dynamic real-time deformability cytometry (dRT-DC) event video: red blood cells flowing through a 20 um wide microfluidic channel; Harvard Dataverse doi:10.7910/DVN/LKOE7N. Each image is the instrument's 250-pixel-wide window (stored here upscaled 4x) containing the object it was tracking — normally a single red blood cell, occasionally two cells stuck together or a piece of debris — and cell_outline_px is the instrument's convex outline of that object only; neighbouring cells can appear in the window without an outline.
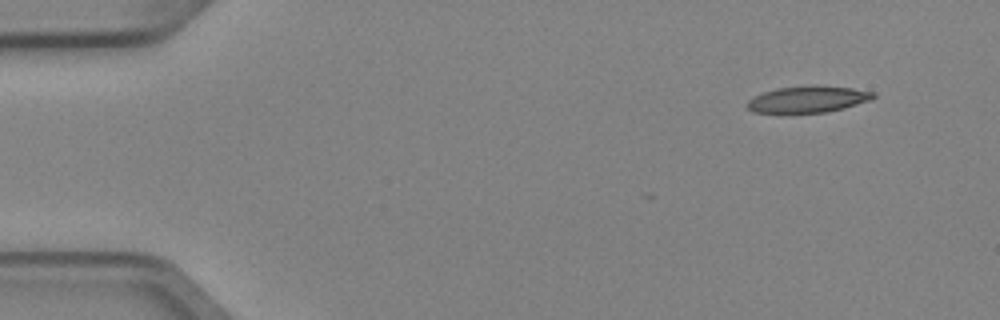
{"species": "Egyptian fruit bat (a non-hibernating species)", "species_latin": "Rousettus aegyptiacus", "temperature_condition": "cold", "stored_images_in_passage": 4, "camera_frame_rate_fps": 3000, "um_per_image_px": 0.085, "animal": {"sex": "female"}, "frame": {"image": 1, "passage_image": 1, "time_ms": 0.0, "image_size_px": [1000, 320], "cell_outline_px": [[876, 96], [868, 100], [844, 108], [828, 112], [752, 112], [744, 104], [752, 96], [776, 88], [812, 84], [816, 84], [852, 88], [876, 92]], "centroid_in_image_um": [68.65, 8.41], "position_along_channel_um": 16.4, "area_um2": 19.65}}
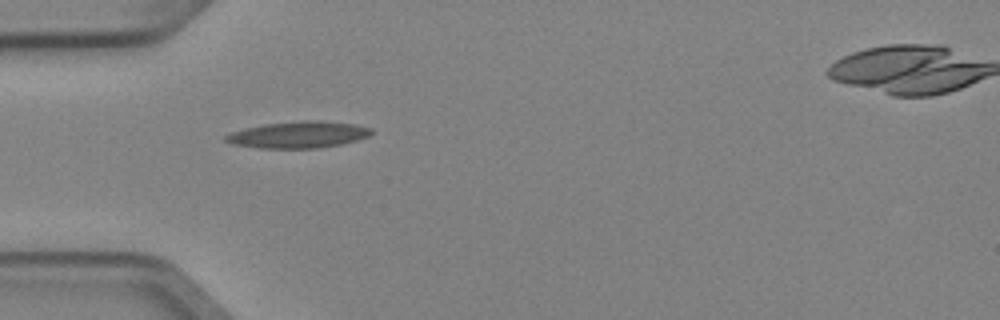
{"frame": {"image": 2, "passage_image": 4, "time_ms": 1.0, "image_size_px": [1000, 320], "cell_outline_px": [[372, 132], [368, 136], [356, 140], [340, 144], [320, 148], [260, 148], [232, 144], [224, 140], [224, 136], [228, 132], [244, 128], [264, 124], [304, 120], [316, 120], [356, 124], [372, 128]], "centroid_in_image_um": [25.32, 11.44], "position_along_channel_um": 59.7, "area_um2": 22.66}}